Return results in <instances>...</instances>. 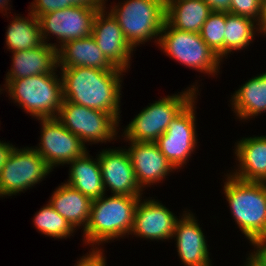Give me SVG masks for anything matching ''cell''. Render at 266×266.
Masks as SVG:
<instances>
[{
    "instance_id": "9a60e30c",
    "label": "cell",
    "mask_w": 266,
    "mask_h": 266,
    "mask_svg": "<svg viewBox=\"0 0 266 266\" xmlns=\"http://www.w3.org/2000/svg\"><path fill=\"white\" fill-rule=\"evenodd\" d=\"M140 197L131 235L150 240H170L178 218L165 205L155 199Z\"/></svg>"
},
{
    "instance_id": "8d00e7d4",
    "label": "cell",
    "mask_w": 266,
    "mask_h": 266,
    "mask_svg": "<svg viewBox=\"0 0 266 266\" xmlns=\"http://www.w3.org/2000/svg\"><path fill=\"white\" fill-rule=\"evenodd\" d=\"M8 4L10 5L9 0H0V12L3 13V11H5V13H7V10H10Z\"/></svg>"
},
{
    "instance_id": "ac0fdd59",
    "label": "cell",
    "mask_w": 266,
    "mask_h": 266,
    "mask_svg": "<svg viewBox=\"0 0 266 266\" xmlns=\"http://www.w3.org/2000/svg\"><path fill=\"white\" fill-rule=\"evenodd\" d=\"M12 65L4 80H16L53 73L58 68V50L47 43L23 51L12 52Z\"/></svg>"
},
{
    "instance_id": "5bb4252c",
    "label": "cell",
    "mask_w": 266,
    "mask_h": 266,
    "mask_svg": "<svg viewBox=\"0 0 266 266\" xmlns=\"http://www.w3.org/2000/svg\"><path fill=\"white\" fill-rule=\"evenodd\" d=\"M97 156L105 193L108 187L112 194L142 196L143 190L137 182L126 148L103 149Z\"/></svg>"
},
{
    "instance_id": "8992f818",
    "label": "cell",
    "mask_w": 266,
    "mask_h": 266,
    "mask_svg": "<svg viewBox=\"0 0 266 266\" xmlns=\"http://www.w3.org/2000/svg\"><path fill=\"white\" fill-rule=\"evenodd\" d=\"M196 86L197 83L180 94L165 96L142 109L124 129V140L155 142L164 134L170 122L198 95Z\"/></svg>"
},
{
    "instance_id": "d6986e66",
    "label": "cell",
    "mask_w": 266,
    "mask_h": 266,
    "mask_svg": "<svg viewBox=\"0 0 266 266\" xmlns=\"http://www.w3.org/2000/svg\"><path fill=\"white\" fill-rule=\"evenodd\" d=\"M235 143L239 164L229 174L243 181L266 182V135L245 137Z\"/></svg>"
},
{
    "instance_id": "484cf974",
    "label": "cell",
    "mask_w": 266,
    "mask_h": 266,
    "mask_svg": "<svg viewBox=\"0 0 266 266\" xmlns=\"http://www.w3.org/2000/svg\"><path fill=\"white\" fill-rule=\"evenodd\" d=\"M256 32L260 33L256 21L226 12L224 57L227 58L233 51L247 49L255 39Z\"/></svg>"
},
{
    "instance_id": "f35d334b",
    "label": "cell",
    "mask_w": 266,
    "mask_h": 266,
    "mask_svg": "<svg viewBox=\"0 0 266 266\" xmlns=\"http://www.w3.org/2000/svg\"><path fill=\"white\" fill-rule=\"evenodd\" d=\"M260 29V33H264L263 35H265L266 36V28H259Z\"/></svg>"
},
{
    "instance_id": "ba28073f",
    "label": "cell",
    "mask_w": 266,
    "mask_h": 266,
    "mask_svg": "<svg viewBox=\"0 0 266 266\" xmlns=\"http://www.w3.org/2000/svg\"><path fill=\"white\" fill-rule=\"evenodd\" d=\"M57 119L84 144L106 143L118 134L119 121L112 114L67 100H63Z\"/></svg>"
},
{
    "instance_id": "7402d4cb",
    "label": "cell",
    "mask_w": 266,
    "mask_h": 266,
    "mask_svg": "<svg viewBox=\"0 0 266 266\" xmlns=\"http://www.w3.org/2000/svg\"><path fill=\"white\" fill-rule=\"evenodd\" d=\"M96 158L93 159V156H90L87 151L84 155L71 161L69 163L71 166L68 174L69 179L65 182L92 200L106 194L98 156Z\"/></svg>"
},
{
    "instance_id": "cb8c5ba5",
    "label": "cell",
    "mask_w": 266,
    "mask_h": 266,
    "mask_svg": "<svg viewBox=\"0 0 266 266\" xmlns=\"http://www.w3.org/2000/svg\"><path fill=\"white\" fill-rule=\"evenodd\" d=\"M211 12L204 0H174L166 5L165 21L173 28L200 33Z\"/></svg>"
},
{
    "instance_id": "ab89813d",
    "label": "cell",
    "mask_w": 266,
    "mask_h": 266,
    "mask_svg": "<svg viewBox=\"0 0 266 266\" xmlns=\"http://www.w3.org/2000/svg\"><path fill=\"white\" fill-rule=\"evenodd\" d=\"M172 1H174V0H163L165 6H166L168 3L172 2Z\"/></svg>"
},
{
    "instance_id": "83f0119b",
    "label": "cell",
    "mask_w": 266,
    "mask_h": 266,
    "mask_svg": "<svg viewBox=\"0 0 266 266\" xmlns=\"http://www.w3.org/2000/svg\"><path fill=\"white\" fill-rule=\"evenodd\" d=\"M226 12L212 11L202 25L200 36L223 61Z\"/></svg>"
},
{
    "instance_id": "f546056e",
    "label": "cell",
    "mask_w": 266,
    "mask_h": 266,
    "mask_svg": "<svg viewBox=\"0 0 266 266\" xmlns=\"http://www.w3.org/2000/svg\"><path fill=\"white\" fill-rule=\"evenodd\" d=\"M30 7V12L38 18L43 14L64 9V0H33Z\"/></svg>"
},
{
    "instance_id": "8fae6325",
    "label": "cell",
    "mask_w": 266,
    "mask_h": 266,
    "mask_svg": "<svg viewBox=\"0 0 266 266\" xmlns=\"http://www.w3.org/2000/svg\"><path fill=\"white\" fill-rule=\"evenodd\" d=\"M196 98L197 96L170 122L164 134L155 141L161 153L176 170L186 165L198 144Z\"/></svg>"
},
{
    "instance_id": "74e56055",
    "label": "cell",
    "mask_w": 266,
    "mask_h": 266,
    "mask_svg": "<svg viewBox=\"0 0 266 266\" xmlns=\"http://www.w3.org/2000/svg\"><path fill=\"white\" fill-rule=\"evenodd\" d=\"M244 266H261L258 262H256L251 256L246 258V262H244Z\"/></svg>"
},
{
    "instance_id": "d590c367",
    "label": "cell",
    "mask_w": 266,
    "mask_h": 266,
    "mask_svg": "<svg viewBox=\"0 0 266 266\" xmlns=\"http://www.w3.org/2000/svg\"><path fill=\"white\" fill-rule=\"evenodd\" d=\"M259 28H266V0H263L262 18L259 23Z\"/></svg>"
},
{
    "instance_id": "6da1fadb",
    "label": "cell",
    "mask_w": 266,
    "mask_h": 266,
    "mask_svg": "<svg viewBox=\"0 0 266 266\" xmlns=\"http://www.w3.org/2000/svg\"><path fill=\"white\" fill-rule=\"evenodd\" d=\"M63 100L112 114L119 122L121 84L126 71L89 67L60 68Z\"/></svg>"
},
{
    "instance_id": "4fadbf2b",
    "label": "cell",
    "mask_w": 266,
    "mask_h": 266,
    "mask_svg": "<svg viewBox=\"0 0 266 266\" xmlns=\"http://www.w3.org/2000/svg\"><path fill=\"white\" fill-rule=\"evenodd\" d=\"M106 8L96 13L91 35L105 57L116 68L127 71L130 68L131 55L135 50L126 40L117 20L109 10L106 11Z\"/></svg>"
},
{
    "instance_id": "7a4b0ae2",
    "label": "cell",
    "mask_w": 266,
    "mask_h": 266,
    "mask_svg": "<svg viewBox=\"0 0 266 266\" xmlns=\"http://www.w3.org/2000/svg\"><path fill=\"white\" fill-rule=\"evenodd\" d=\"M106 194L92 201L88 224L83 231L85 245L101 249L103 243L130 235L140 197ZM95 244V245H94ZM96 245H99L96 247ZM95 247V248H94Z\"/></svg>"
},
{
    "instance_id": "d6a6232c",
    "label": "cell",
    "mask_w": 266,
    "mask_h": 266,
    "mask_svg": "<svg viewBox=\"0 0 266 266\" xmlns=\"http://www.w3.org/2000/svg\"><path fill=\"white\" fill-rule=\"evenodd\" d=\"M106 0H64V8L71 6L92 7L103 9L106 7Z\"/></svg>"
},
{
    "instance_id": "ffe728a7",
    "label": "cell",
    "mask_w": 266,
    "mask_h": 266,
    "mask_svg": "<svg viewBox=\"0 0 266 266\" xmlns=\"http://www.w3.org/2000/svg\"><path fill=\"white\" fill-rule=\"evenodd\" d=\"M58 67H89L104 71H124L116 68L100 50L92 35L66 42L58 49Z\"/></svg>"
},
{
    "instance_id": "603a6c76",
    "label": "cell",
    "mask_w": 266,
    "mask_h": 266,
    "mask_svg": "<svg viewBox=\"0 0 266 266\" xmlns=\"http://www.w3.org/2000/svg\"><path fill=\"white\" fill-rule=\"evenodd\" d=\"M237 119L248 120L266 112V72L252 77L231 97Z\"/></svg>"
},
{
    "instance_id": "5b68a950",
    "label": "cell",
    "mask_w": 266,
    "mask_h": 266,
    "mask_svg": "<svg viewBox=\"0 0 266 266\" xmlns=\"http://www.w3.org/2000/svg\"><path fill=\"white\" fill-rule=\"evenodd\" d=\"M122 2L111 6L109 12L117 20L129 44L136 49L138 45L156 38L155 42L158 45L166 18L163 0Z\"/></svg>"
},
{
    "instance_id": "4316f807",
    "label": "cell",
    "mask_w": 266,
    "mask_h": 266,
    "mask_svg": "<svg viewBox=\"0 0 266 266\" xmlns=\"http://www.w3.org/2000/svg\"><path fill=\"white\" fill-rule=\"evenodd\" d=\"M34 226L41 234L54 239L70 237L75 229L48 202L33 218Z\"/></svg>"
},
{
    "instance_id": "44dd1931",
    "label": "cell",
    "mask_w": 266,
    "mask_h": 266,
    "mask_svg": "<svg viewBox=\"0 0 266 266\" xmlns=\"http://www.w3.org/2000/svg\"><path fill=\"white\" fill-rule=\"evenodd\" d=\"M61 184L52 192L48 202L75 230L83 226L84 231L89 221L93 200L66 183Z\"/></svg>"
},
{
    "instance_id": "7c38bea8",
    "label": "cell",
    "mask_w": 266,
    "mask_h": 266,
    "mask_svg": "<svg viewBox=\"0 0 266 266\" xmlns=\"http://www.w3.org/2000/svg\"><path fill=\"white\" fill-rule=\"evenodd\" d=\"M41 124V139L34 149L44 158L48 167L63 166L84 155L87 147L75 134L67 130L57 118L37 119ZM55 166V167H54Z\"/></svg>"
},
{
    "instance_id": "e575fe53",
    "label": "cell",
    "mask_w": 266,
    "mask_h": 266,
    "mask_svg": "<svg viewBox=\"0 0 266 266\" xmlns=\"http://www.w3.org/2000/svg\"><path fill=\"white\" fill-rule=\"evenodd\" d=\"M15 145L13 146L12 143L0 141V171L4 164L7 162L10 154L14 150Z\"/></svg>"
},
{
    "instance_id": "4dcf8cb0",
    "label": "cell",
    "mask_w": 266,
    "mask_h": 266,
    "mask_svg": "<svg viewBox=\"0 0 266 266\" xmlns=\"http://www.w3.org/2000/svg\"><path fill=\"white\" fill-rule=\"evenodd\" d=\"M89 253L83 255L74 266H106V257L103 249H90ZM103 250V251H102Z\"/></svg>"
},
{
    "instance_id": "9c48e42d",
    "label": "cell",
    "mask_w": 266,
    "mask_h": 266,
    "mask_svg": "<svg viewBox=\"0 0 266 266\" xmlns=\"http://www.w3.org/2000/svg\"><path fill=\"white\" fill-rule=\"evenodd\" d=\"M50 172L34 147H15L0 171V197L20 194L40 183Z\"/></svg>"
},
{
    "instance_id": "e0dca14e",
    "label": "cell",
    "mask_w": 266,
    "mask_h": 266,
    "mask_svg": "<svg viewBox=\"0 0 266 266\" xmlns=\"http://www.w3.org/2000/svg\"><path fill=\"white\" fill-rule=\"evenodd\" d=\"M131 142V143H130ZM128 151L135 176L140 188L163 181L170 172L176 170L161 153L155 142L129 141Z\"/></svg>"
},
{
    "instance_id": "52a82bcc",
    "label": "cell",
    "mask_w": 266,
    "mask_h": 266,
    "mask_svg": "<svg viewBox=\"0 0 266 266\" xmlns=\"http://www.w3.org/2000/svg\"><path fill=\"white\" fill-rule=\"evenodd\" d=\"M158 46L180 64L212 76L219 73L220 63L223 62L203 41L200 33L173 28L166 21Z\"/></svg>"
},
{
    "instance_id": "1f68e13d",
    "label": "cell",
    "mask_w": 266,
    "mask_h": 266,
    "mask_svg": "<svg viewBox=\"0 0 266 266\" xmlns=\"http://www.w3.org/2000/svg\"><path fill=\"white\" fill-rule=\"evenodd\" d=\"M251 245L254 251L249 255L261 266H266V235L255 239Z\"/></svg>"
},
{
    "instance_id": "f1b7e54d",
    "label": "cell",
    "mask_w": 266,
    "mask_h": 266,
    "mask_svg": "<svg viewBox=\"0 0 266 266\" xmlns=\"http://www.w3.org/2000/svg\"><path fill=\"white\" fill-rule=\"evenodd\" d=\"M263 0H231L228 13L250 18L258 24L262 18Z\"/></svg>"
},
{
    "instance_id": "2e32d148",
    "label": "cell",
    "mask_w": 266,
    "mask_h": 266,
    "mask_svg": "<svg viewBox=\"0 0 266 266\" xmlns=\"http://www.w3.org/2000/svg\"><path fill=\"white\" fill-rule=\"evenodd\" d=\"M189 211L184 210L182 218L179 216L173 232L178 256L185 266H212L206 236L195 215Z\"/></svg>"
},
{
    "instance_id": "d4e9b609",
    "label": "cell",
    "mask_w": 266,
    "mask_h": 266,
    "mask_svg": "<svg viewBox=\"0 0 266 266\" xmlns=\"http://www.w3.org/2000/svg\"><path fill=\"white\" fill-rule=\"evenodd\" d=\"M6 30V46L10 52L33 49L43 43L38 18L31 12L27 17H12Z\"/></svg>"
},
{
    "instance_id": "277c9868",
    "label": "cell",
    "mask_w": 266,
    "mask_h": 266,
    "mask_svg": "<svg viewBox=\"0 0 266 266\" xmlns=\"http://www.w3.org/2000/svg\"><path fill=\"white\" fill-rule=\"evenodd\" d=\"M56 74L54 71L6 80L3 86L8 90L9 98L34 119L57 118L63 102V90L62 79Z\"/></svg>"
},
{
    "instance_id": "30bf717a",
    "label": "cell",
    "mask_w": 266,
    "mask_h": 266,
    "mask_svg": "<svg viewBox=\"0 0 266 266\" xmlns=\"http://www.w3.org/2000/svg\"><path fill=\"white\" fill-rule=\"evenodd\" d=\"M98 10L100 8L71 6L39 16L38 21L43 42L58 50L68 41L90 36ZM50 34L57 38L59 44L48 43Z\"/></svg>"
},
{
    "instance_id": "836d02e7",
    "label": "cell",
    "mask_w": 266,
    "mask_h": 266,
    "mask_svg": "<svg viewBox=\"0 0 266 266\" xmlns=\"http://www.w3.org/2000/svg\"><path fill=\"white\" fill-rule=\"evenodd\" d=\"M212 11L229 12L231 0H204Z\"/></svg>"
},
{
    "instance_id": "3957f363",
    "label": "cell",
    "mask_w": 266,
    "mask_h": 266,
    "mask_svg": "<svg viewBox=\"0 0 266 266\" xmlns=\"http://www.w3.org/2000/svg\"><path fill=\"white\" fill-rule=\"evenodd\" d=\"M223 192L238 228L251 244L266 235V182L243 181L231 174Z\"/></svg>"
}]
</instances>
